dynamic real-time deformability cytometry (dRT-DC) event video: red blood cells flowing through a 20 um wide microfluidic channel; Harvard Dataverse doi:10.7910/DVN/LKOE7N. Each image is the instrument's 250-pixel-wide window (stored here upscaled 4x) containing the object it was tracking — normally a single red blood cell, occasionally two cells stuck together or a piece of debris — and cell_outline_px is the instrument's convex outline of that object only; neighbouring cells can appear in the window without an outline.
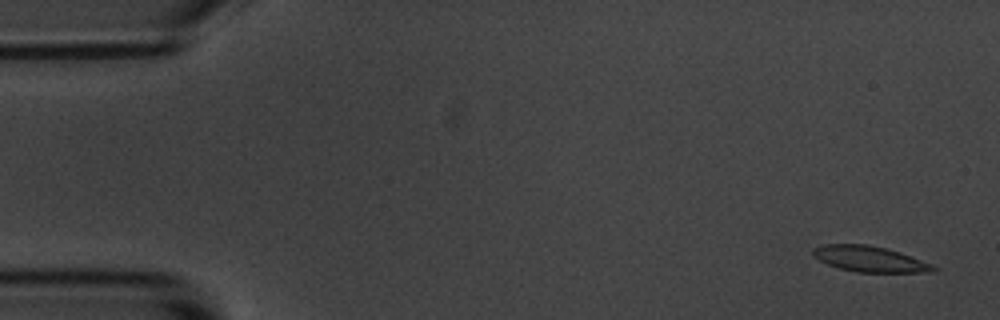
{"species": "common noctule bat (a hibernating species)", "species_latin": "Nyctalus noctula", "temperature_condition": "room temperature", "stored_images_in_passage": 54, "camera_frame_rate_fps": 3000, "um_per_image_px": 0.085, "animal": {"sex": "male", "body_mass_g": 20.1, "forearm_length_mm": 53.5}, "frame": {"image": 1, "passage_image": 2, "time_ms": 0.333, "image_size_px": [1000, 320], "cell_outline_px": [[940, 268], [936, 272], [856, 272], [840, 268], [828, 264], [812, 256], [812, 248], [824, 244], [868, 244], [900, 252], [932, 264]], "centroid_in_image_um": [73.94, 22.01], "position_along_channel_um": 11.1, "area_um2": 18.09}}
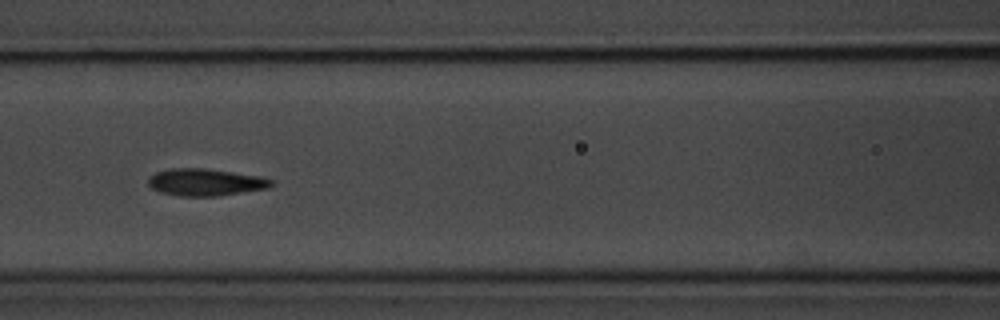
{"frame": {"image": 2, "passage_image": 23, "time_ms": 7.333, "image_size_px": [1000, 320], "cell_outline_px": [[276, 184], [268, 188], [216, 196], [180, 196], [160, 192], [152, 188], [148, 184], [148, 176], [156, 172], [172, 168], [204, 168], [264, 176], [276, 180]], "centroid_in_image_um": [17.52, 15.48], "position_along_channel_um": 149.1, "area_um2": 19.71}}
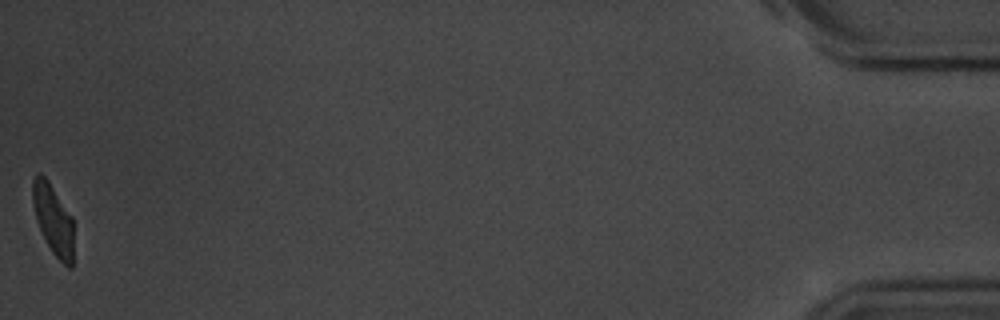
{"frame": {"image": 3, "passage_image": 54, "time_ms": 17.667, "image_size_px": [1000, 320], "cell_outline_px": [[72, 268], [68, 268], [52, 252], [36, 220], [32, 204], [32, 180], [36, 172], [40, 172], [48, 180], [72, 216]], "centroid_in_image_um": [4.49, 18.59], "position_along_channel_um": 430.7, "area_um2": 16.65}, "authors_computed_cell_mechanics": {"area_um2": 18.6116, "velocity_mm_per_s": 3.6747, "shape_relaxation_time_tau1_ms": 2.8544, "shape_relaxation_time_tau2_ms": 1.9158, "deformation_change_tau1": 0.1215, "deformation_change_tau2": 0.0709}}